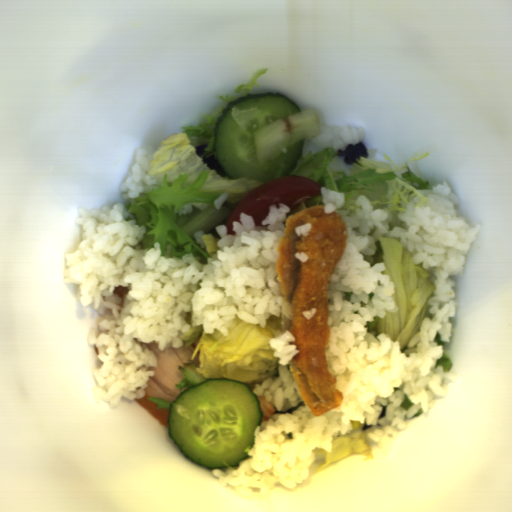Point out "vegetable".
Instances as JSON below:
<instances>
[{
    "label": "vegetable",
    "instance_id": "obj_1",
    "mask_svg": "<svg viewBox=\"0 0 512 512\" xmlns=\"http://www.w3.org/2000/svg\"><path fill=\"white\" fill-rule=\"evenodd\" d=\"M206 115L200 125H185L161 142L153 152L148 175L157 183H142L143 192L130 199L125 212L136 216L137 227L145 225L140 249L150 250L159 243L160 255L177 259L185 254H201L205 263L211 257L193 239L198 231L208 233L224 221L233 207L263 181L230 178L219 164L214 149V125L217 118ZM208 144L197 155L194 146Z\"/></svg>",
    "mask_w": 512,
    "mask_h": 512
},
{
    "label": "vegetable",
    "instance_id": "obj_2",
    "mask_svg": "<svg viewBox=\"0 0 512 512\" xmlns=\"http://www.w3.org/2000/svg\"><path fill=\"white\" fill-rule=\"evenodd\" d=\"M185 321L189 333L178 332V337L189 346L197 340L190 354V361L178 366L182 379L174 387L180 393L209 379H231L246 385L262 383L265 379L278 377L279 358L270 347L271 338L290 331V325L282 316L266 318L264 328L258 323L241 321L228 330L205 333L203 324H192L189 312Z\"/></svg>",
    "mask_w": 512,
    "mask_h": 512
},
{
    "label": "vegetable",
    "instance_id": "obj_3",
    "mask_svg": "<svg viewBox=\"0 0 512 512\" xmlns=\"http://www.w3.org/2000/svg\"><path fill=\"white\" fill-rule=\"evenodd\" d=\"M339 155L333 146H326L316 153L309 151L296 162L294 170L287 176H304L314 179L321 188L340 192L344 196L343 205L348 208L356 204L361 196H368L374 210L408 211L398 207L401 201L410 207L408 196H415L416 207L429 201L418 190L433 191L429 181L413 173L409 166L412 161L424 158L429 153L420 154L410 159L403 166H396L390 156H383L379 161L364 156L355 159L348 172L334 170L331 162Z\"/></svg>",
    "mask_w": 512,
    "mask_h": 512
},
{
    "label": "vegetable",
    "instance_id": "obj_4",
    "mask_svg": "<svg viewBox=\"0 0 512 512\" xmlns=\"http://www.w3.org/2000/svg\"><path fill=\"white\" fill-rule=\"evenodd\" d=\"M375 246L373 264H385L382 274H387L394 284L392 297L398 311L386 313L384 318L374 316L373 321H368L364 327L378 341L380 334H387L392 341L399 343L401 353L410 357V353L417 352L420 342L410 347V341L421 332L424 318L433 319L429 301L435 296L437 286L430 282L432 276L422 262L415 264L409 249L404 248L398 239L381 236L375 240Z\"/></svg>",
    "mask_w": 512,
    "mask_h": 512
},
{
    "label": "vegetable",
    "instance_id": "obj_5",
    "mask_svg": "<svg viewBox=\"0 0 512 512\" xmlns=\"http://www.w3.org/2000/svg\"><path fill=\"white\" fill-rule=\"evenodd\" d=\"M320 126L317 111L307 108L258 130L253 145L259 164L266 165L297 142L310 141L321 132Z\"/></svg>",
    "mask_w": 512,
    "mask_h": 512
},
{
    "label": "vegetable",
    "instance_id": "obj_6",
    "mask_svg": "<svg viewBox=\"0 0 512 512\" xmlns=\"http://www.w3.org/2000/svg\"><path fill=\"white\" fill-rule=\"evenodd\" d=\"M352 429L347 433L333 436V448L331 451L314 449L315 455H324V461L316 470L315 474L332 463L343 461L349 456H362L365 461H371L377 454H372L371 446L362 434L365 429L372 427L370 424H361L359 421L351 422ZM314 474V475H315Z\"/></svg>",
    "mask_w": 512,
    "mask_h": 512
},
{
    "label": "vegetable",
    "instance_id": "obj_7",
    "mask_svg": "<svg viewBox=\"0 0 512 512\" xmlns=\"http://www.w3.org/2000/svg\"><path fill=\"white\" fill-rule=\"evenodd\" d=\"M267 70H268L267 68L261 69L260 71H258L254 74V76L250 79L248 84H242V85H239L238 87H236L234 92L239 93L240 96H232V95L227 94V95H219L216 97L219 98L220 100H222L223 102H228V104H229L234 100L240 99L244 95L251 94L252 87L259 86L258 83L256 82V79L259 76L265 74Z\"/></svg>",
    "mask_w": 512,
    "mask_h": 512
},
{
    "label": "vegetable",
    "instance_id": "obj_8",
    "mask_svg": "<svg viewBox=\"0 0 512 512\" xmlns=\"http://www.w3.org/2000/svg\"><path fill=\"white\" fill-rule=\"evenodd\" d=\"M434 342L441 345L442 350H443L442 356L436 360L434 369H437L438 366H442L443 371L448 374L450 372V370L452 369L453 362H452L451 358L449 357V355L447 354L445 341H442L439 333L436 332V336L434 337Z\"/></svg>",
    "mask_w": 512,
    "mask_h": 512
},
{
    "label": "vegetable",
    "instance_id": "obj_9",
    "mask_svg": "<svg viewBox=\"0 0 512 512\" xmlns=\"http://www.w3.org/2000/svg\"><path fill=\"white\" fill-rule=\"evenodd\" d=\"M321 200H322V198H321V195H320V196H318V197H316V198H314V199H312V200H310V201H308V202H306V203H302V204H301L300 206H298L296 209L289 211V213H288V214H286V215H287V218H288L291 214H295V213H297V212H299V211H302V210H304V209H306V208H309V207H311V206H318V205H319V203L321 202Z\"/></svg>",
    "mask_w": 512,
    "mask_h": 512
},
{
    "label": "vegetable",
    "instance_id": "obj_10",
    "mask_svg": "<svg viewBox=\"0 0 512 512\" xmlns=\"http://www.w3.org/2000/svg\"><path fill=\"white\" fill-rule=\"evenodd\" d=\"M148 400L152 401L153 403L157 404V409H166V410H169V407L171 405L172 402H169V401H165V400H162V399H158V398H154V397H149L147 398ZM156 409V410H157Z\"/></svg>",
    "mask_w": 512,
    "mask_h": 512
}]
</instances>
